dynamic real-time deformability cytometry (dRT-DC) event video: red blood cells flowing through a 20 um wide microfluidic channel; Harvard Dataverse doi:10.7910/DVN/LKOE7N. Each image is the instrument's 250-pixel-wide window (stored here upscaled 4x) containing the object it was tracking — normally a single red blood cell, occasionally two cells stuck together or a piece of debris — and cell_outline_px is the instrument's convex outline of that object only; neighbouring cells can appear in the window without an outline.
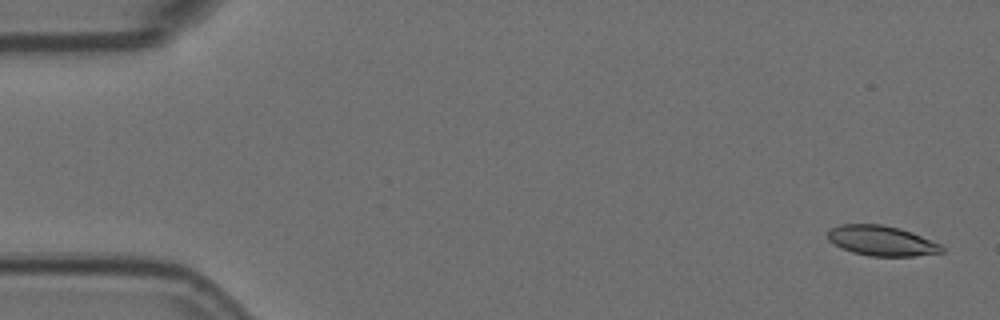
{"species": "Egyptian fruit bat (a non-hibernating species)", "species_latin": "Rousettus aegyptiacus", "temperature_condition": "room temperature", "stored_images_in_passage": 18, "camera_frame_rate_fps": 3000, "um_per_image_px": 0.085, "animal": {"sex": "female"}, "frame": {"image": 1, "passage_image": 2, "time_ms": 0.333, "image_size_px": [1000, 320], "cell_outline_px": [[944, 252], [916, 256], [868, 256], [852, 252], [828, 240], [828, 232], [832, 228], [840, 224], [880, 224], [900, 228], [912, 232], [940, 244], [944, 248]], "centroid_in_image_um": [74.96, 20.46], "position_along_channel_um": 10.0, "area_um2": 19.88}}
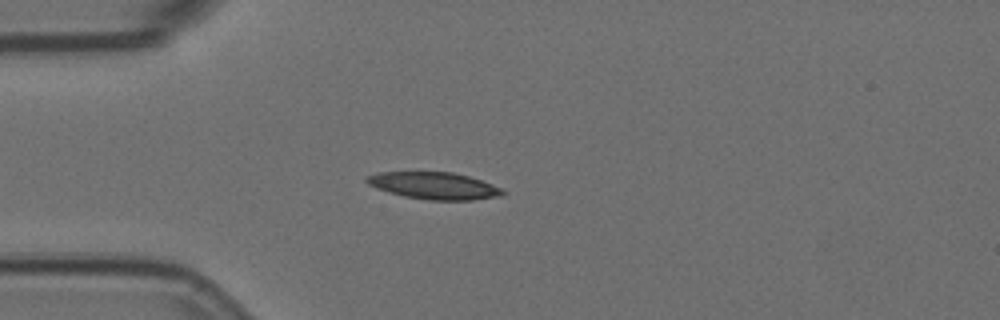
{"frame": {"image": 2, "passage_image": 15, "time_ms": 4.667, "image_size_px": [1000, 320], "cell_outline_px": [[504, 192], [500, 196], [472, 200], [428, 200], [404, 196], [388, 192], [376, 188], [368, 184], [364, 180], [364, 176], [380, 172], [452, 172], [468, 176], [504, 188]], "centroid_in_image_um": [36.87, 15.78], "position_along_channel_um": 48.1, "area_um2": 21.44}}